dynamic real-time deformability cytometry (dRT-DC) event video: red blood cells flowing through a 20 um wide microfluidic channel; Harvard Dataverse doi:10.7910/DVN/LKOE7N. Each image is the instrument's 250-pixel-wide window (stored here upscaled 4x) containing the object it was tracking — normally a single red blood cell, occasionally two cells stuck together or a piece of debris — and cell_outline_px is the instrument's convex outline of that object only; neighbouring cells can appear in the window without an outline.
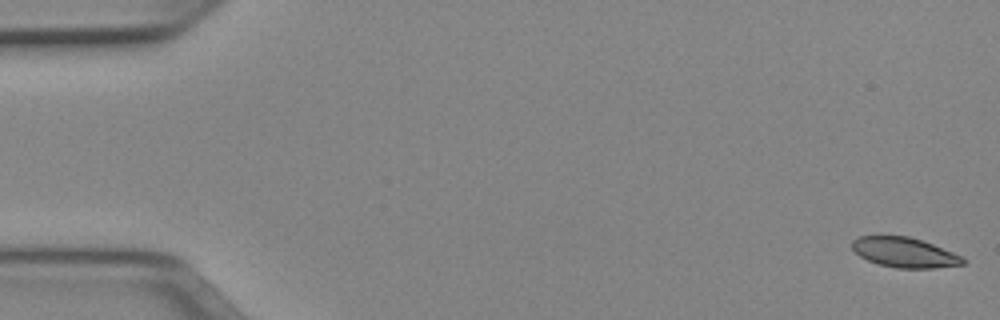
{"species": "Egyptian fruit bat (a non-hibernating species)", "species_latin": "Rousettus aegyptiacus", "temperature_condition": "cold", "stored_images_in_passage": 51, "camera_frame_rate_fps": 3000, "um_per_image_px": 0.085, "animal": {"sex": "female"}, "frame": {"image": 1, "passage_image": 1, "time_ms": 0.0, "image_size_px": [1000, 320], "cell_outline_px": [[968, 260], [964, 264], [932, 268], [896, 268], [880, 264], [868, 260], [860, 256], [852, 248], [852, 240], [860, 236], [880, 232], [908, 236], [932, 244], [964, 256]], "centroid_in_image_um": [76.85, 21.41], "position_along_channel_um": 8.1, "area_um2": 19.94}}
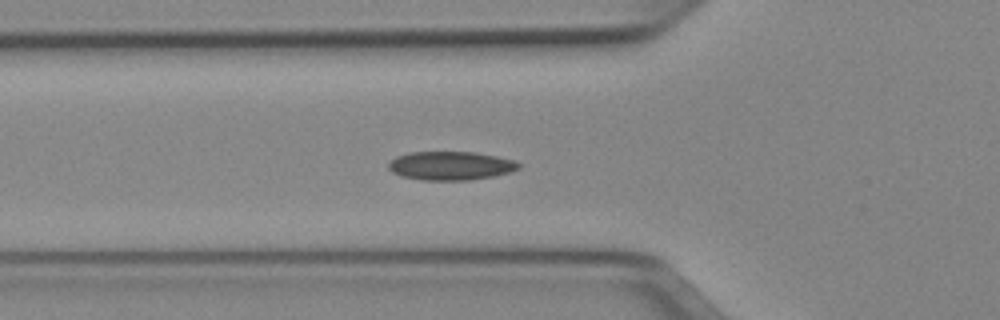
{"frame": {"image": 2, "passage_image": 18, "time_ms": 5.667, "image_size_px": [1000, 320], "cell_outline_px": [[520, 168], [512, 172], [492, 176], [468, 180], [420, 180], [400, 176], [392, 172], [388, 168], [388, 164], [396, 156], [408, 152], [476, 152], [496, 156], [512, 160], [520, 164]], "centroid_in_image_um": [38.28, 14.09], "position_along_channel_um": 87.5, "area_um2": 21.79}}
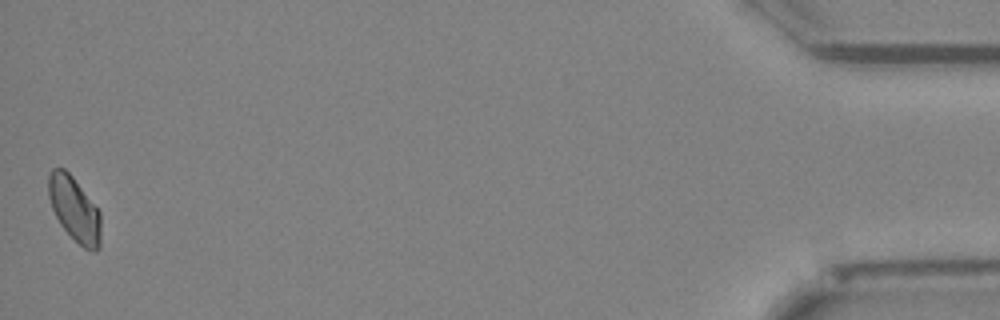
{"frame": {"image": 3, "passage_image": 51, "time_ms": 16.667, "image_size_px": [1000, 320], "cell_outline_px": [[100, 248], [96, 252], [92, 252], [84, 248], [60, 224], [52, 208], [48, 196], [48, 176], [52, 168], [64, 168], [72, 176], [100, 212]], "centroid_in_image_um": [6.32, 17.78], "position_along_channel_um": 428.9, "area_um2": 19.48}, "authors_computed_cell_mechanics": {"area_um2": 20.3456, "velocity_mm_per_s": 3.9487, "shape_relaxation_time_tau1_ms": 9.513, "shape_relaxation_time_tau2_ms": 10.3891, "deformation_change_tau1": 0.1286, "deformation_change_tau2": 0.1367}}